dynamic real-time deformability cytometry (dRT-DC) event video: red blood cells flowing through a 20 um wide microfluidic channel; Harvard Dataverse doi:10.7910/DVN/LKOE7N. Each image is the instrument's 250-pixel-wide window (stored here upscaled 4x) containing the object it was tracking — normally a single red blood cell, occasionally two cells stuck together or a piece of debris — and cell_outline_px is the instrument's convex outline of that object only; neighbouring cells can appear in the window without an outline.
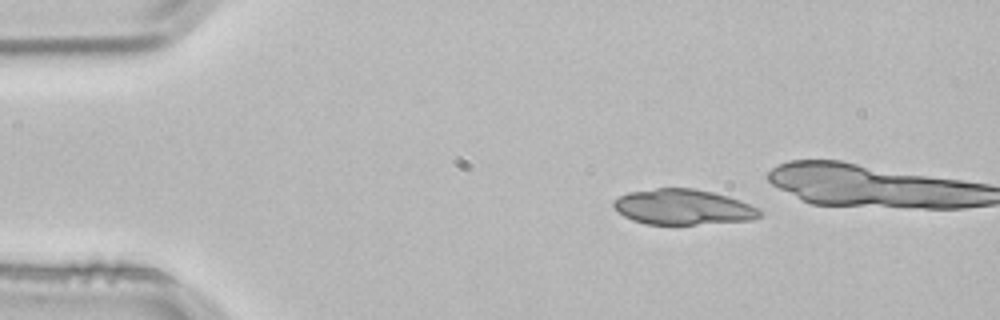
{"species": "common noctule bat (a hibernating species)", "species_latin": "Nyctalus noctula", "temperature_condition": "room temperature", "stored_images_in_passage": 3, "camera_frame_rate_fps": 3000, "um_per_image_px": 0.085, "animal": {"sex": "male", "body_mass_g": 21.5, "forearm_length_mm": 52.0}, "frame": {"image": 1, "passage_image": 1, "time_ms": 0.0, "image_size_px": [1000, 320], "cell_outline_px": [[760, 216], [752, 220], [696, 224], [648, 224], [632, 220], [624, 216], [612, 204], [612, 200], [628, 192], [656, 188], [692, 188], [712, 192], [728, 196], [740, 200], [760, 208]], "centroid_in_image_um": [58.06, 17.59], "position_along_channel_um": 26.9, "area_um2": 30.06}}